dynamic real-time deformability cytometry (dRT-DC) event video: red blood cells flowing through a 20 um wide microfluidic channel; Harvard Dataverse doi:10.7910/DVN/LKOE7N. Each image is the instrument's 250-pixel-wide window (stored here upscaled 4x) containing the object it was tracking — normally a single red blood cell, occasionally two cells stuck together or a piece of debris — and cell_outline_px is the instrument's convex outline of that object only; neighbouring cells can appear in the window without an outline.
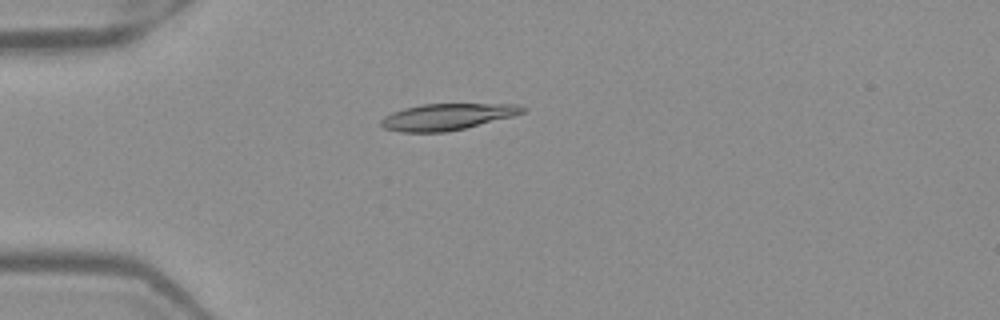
{"species": "Egyptian fruit bat (a non-hibernating species)", "species_latin": "Rousettus aegyptiacus", "temperature_condition": "warm", "stored_images_in_passage": 46, "camera_frame_rate_fps": 3000, "um_per_image_px": 0.085, "frame": {"image": 1, "passage_image": 9, "time_ms": 2.667, "image_size_px": [1000, 320], "cell_outline_px": [[524, 112], [512, 116], [448, 132], [400, 132], [384, 128], [380, 124], [380, 120], [384, 116], [392, 112], [404, 108], [424, 104], [520, 104], [524, 108]], "centroid_in_image_um": [37.96, 9.93], "position_along_channel_um": 47.0, "area_um2": 21.62}}
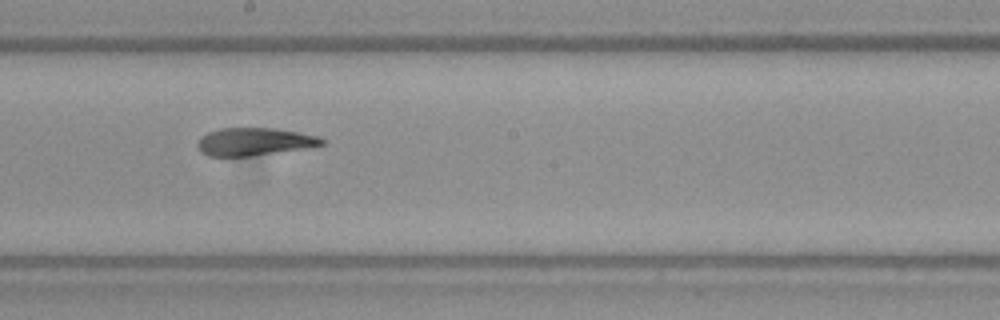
{"frame": {"image": 2, "passage_image": 24, "time_ms": 7.667, "image_size_px": [1000, 320], "cell_outline_px": [[324, 144], [300, 148], [248, 156], [208, 156], [200, 152], [196, 144], [208, 132], [220, 128], [276, 128], [320, 136], [324, 140]], "centroid_in_image_um": [21.58, 12.03], "position_along_channel_um": 226.6, "area_um2": 19.71}}
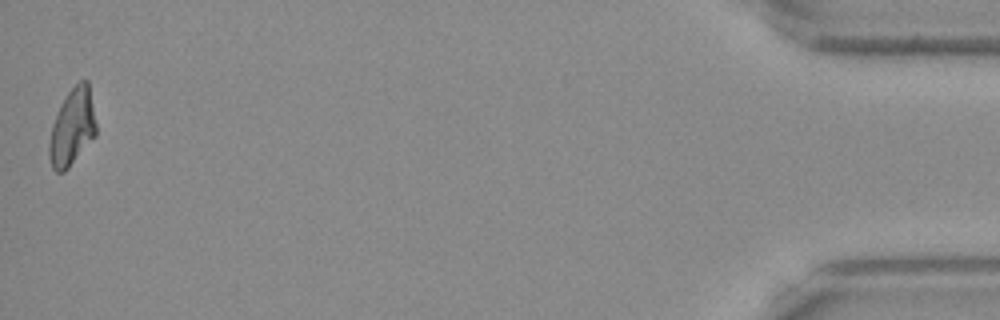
{"frame": {"image": 3, "passage_image": 46, "time_ms": 15.0, "image_size_px": [1000, 320], "cell_outline_px": [[96, 136], [68, 168], [64, 172], [56, 172], [52, 168], [48, 156], [48, 144], [52, 124], [60, 104], [68, 92], [80, 80], [88, 80], [96, 124]], "centroid_in_image_um": [6.12, 10.84], "position_along_channel_um": 429.1, "area_um2": 21.1}, "authors_computed_cell_mechanics": {"area_um2": 21.5016, "velocity_mm_per_s": 3.9834, "shape_relaxation_time_tau1_ms": 10.9191, "shape_relaxation_time_tau2_ms": 2.0764, "deformation_change_tau1": 0.3187, "deformation_change_tau2": 0.102}}